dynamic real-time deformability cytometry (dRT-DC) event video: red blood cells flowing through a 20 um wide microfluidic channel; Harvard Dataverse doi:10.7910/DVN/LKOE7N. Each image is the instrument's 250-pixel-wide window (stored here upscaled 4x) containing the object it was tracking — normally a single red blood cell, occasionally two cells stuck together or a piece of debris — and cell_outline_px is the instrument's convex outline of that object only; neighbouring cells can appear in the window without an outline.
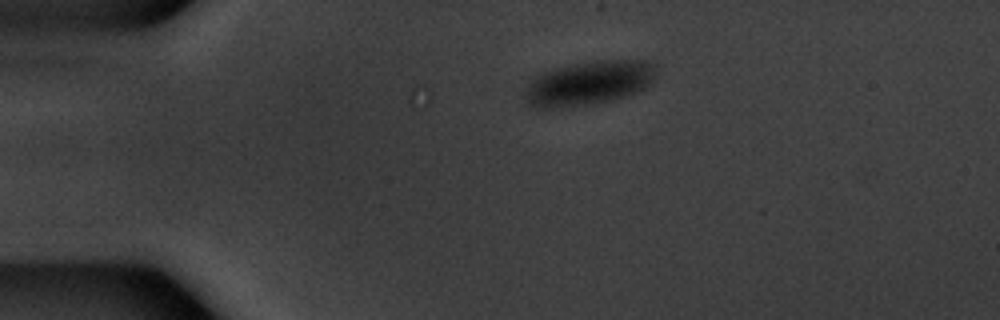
{"species": "common noctule bat (a hibernating species)", "species_latin": "Nyctalus noctula", "temperature_condition": "warm", "stored_images_in_passage": 11, "camera_frame_rate_fps": 3000, "um_per_image_px": 0.085, "animal": {"sex": "male", "body_mass_g": 20.1, "forearm_length_mm": 53.5}, "frame": {"image": 1, "passage_image": 2, "time_ms": 0.333, "image_size_px": [1000, 320], "cell_outline_px": [[656, 76], [644, 88], [608, 100], [584, 104], [532, 104], [528, 100], [524, 92], [524, 88], [528, 80], [536, 72], [596, 60], [652, 60], [656, 64]], "centroid_in_image_um": [50.1, 6.95], "position_along_channel_um": 34.9, "area_um2": 32.54}}